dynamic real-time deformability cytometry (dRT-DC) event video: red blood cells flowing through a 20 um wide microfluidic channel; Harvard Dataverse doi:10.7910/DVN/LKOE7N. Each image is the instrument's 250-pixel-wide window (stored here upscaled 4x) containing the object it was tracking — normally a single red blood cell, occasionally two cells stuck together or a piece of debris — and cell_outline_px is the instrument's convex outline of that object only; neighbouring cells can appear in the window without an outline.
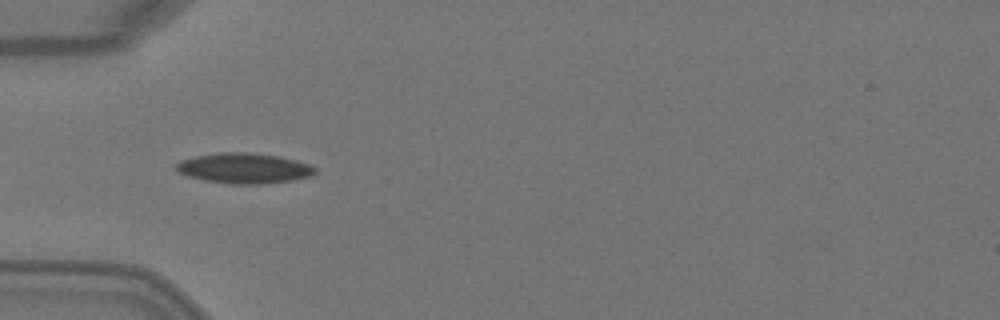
{"species": "Egyptian fruit bat (a non-hibernating species)", "species_latin": "Rousettus aegyptiacus", "temperature_condition": "warm", "stored_images_in_passage": 6, "camera_frame_rate_fps": 3000, "um_per_image_px": 0.085, "animal": {"sex": "female"}, "frame": {"image": 1, "passage_image": 4, "time_ms": 1.0, "image_size_px": [1000, 320], "cell_outline_px": [[316, 172], [312, 176], [292, 180], [260, 184], [232, 184], [204, 180], [188, 176], [180, 172], [176, 168], [176, 164], [180, 160], [196, 156], [220, 152], [248, 152], [280, 156], [296, 160], [308, 164], [316, 168]], "centroid_in_image_um": [20.77, 14.29], "position_along_channel_um": 64.2, "area_um2": 24.51}}
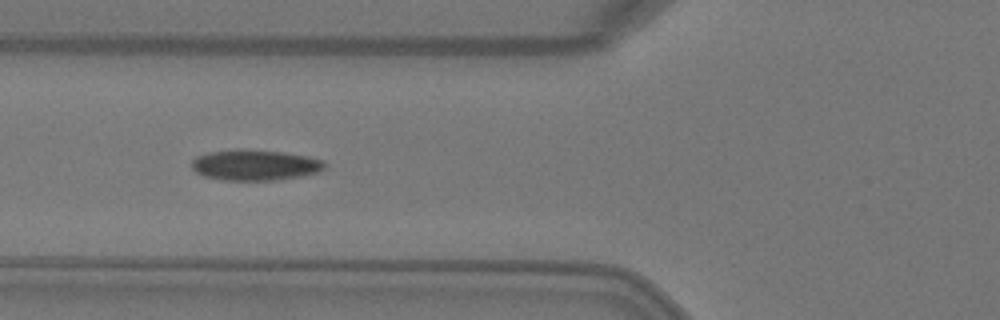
{"frame": {"image": 2, "passage_image": 5, "time_ms": 1.333, "image_size_px": [1000, 320], "cell_outline_px": [[328, 164], [320, 172], [300, 176], [276, 180], [220, 180], [204, 176], [196, 172], [192, 168], [192, 160], [196, 156], [208, 152], [236, 148], [240, 148], [284, 152], [308, 156], [324, 160]], "centroid_in_image_um": [21.68, 14.01], "position_along_channel_um": 104.1, "area_um2": 24.22}}
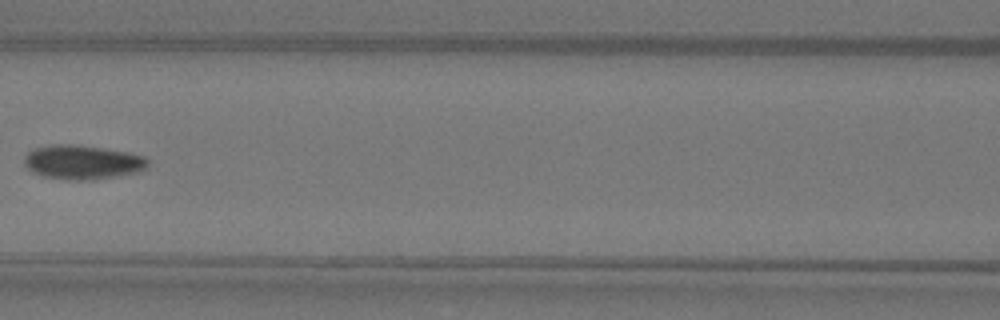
{"frame": {"image": 3, "passage_image": 6, "time_ms": 1.667, "image_size_px": [1000, 320], "cell_outline_px": [[148, 164], [144, 168], [136, 172], [92, 180], [68, 180], [44, 176], [32, 172], [24, 164], [24, 156], [28, 152], [36, 148], [52, 144], [76, 144], [128, 152], [144, 156], [148, 160]], "centroid_in_image_um": [6.98, 13.78], "position_along_channel_um": 159.6, "area_um2": 24.51}}